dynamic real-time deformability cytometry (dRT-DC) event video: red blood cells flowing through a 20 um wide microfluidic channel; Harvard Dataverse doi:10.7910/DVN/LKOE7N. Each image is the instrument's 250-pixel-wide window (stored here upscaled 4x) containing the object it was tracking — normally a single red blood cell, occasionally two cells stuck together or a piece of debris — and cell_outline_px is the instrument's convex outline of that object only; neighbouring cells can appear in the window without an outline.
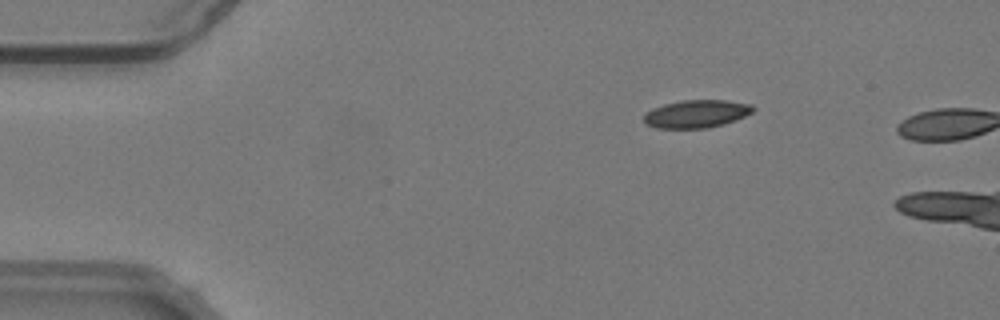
{"species": "common noctule bat (a hibernating species)", "species_latin": "Nyctalus noctula", "temperature_condition": "warm", "stored_images_in_passage": 12, "camera_frame_rate_fps": 3000, "um_per_image_px": 0.085, "animal": {"sex": "male", "body_mass_g": 19.2, "forearm_length_mm": 51.8}, "frame": {"image": 1, "passage_image": 10, "time_ms": 3.0, "image_size_px": [1000, 320], "cell_outline_px": [[756, 108], [752, 112], [736, 120], [724, 124], [708, 128], [656, 128], [648, 124], [644, 120], [644, 116], [652, 108], [664, 104], [684, 100], [724, 100], [752, 104]], "centroid_in_image_um": [59.23, 9.67], "position_along_channel_um": 25.8, "area_um2": 17.63}}